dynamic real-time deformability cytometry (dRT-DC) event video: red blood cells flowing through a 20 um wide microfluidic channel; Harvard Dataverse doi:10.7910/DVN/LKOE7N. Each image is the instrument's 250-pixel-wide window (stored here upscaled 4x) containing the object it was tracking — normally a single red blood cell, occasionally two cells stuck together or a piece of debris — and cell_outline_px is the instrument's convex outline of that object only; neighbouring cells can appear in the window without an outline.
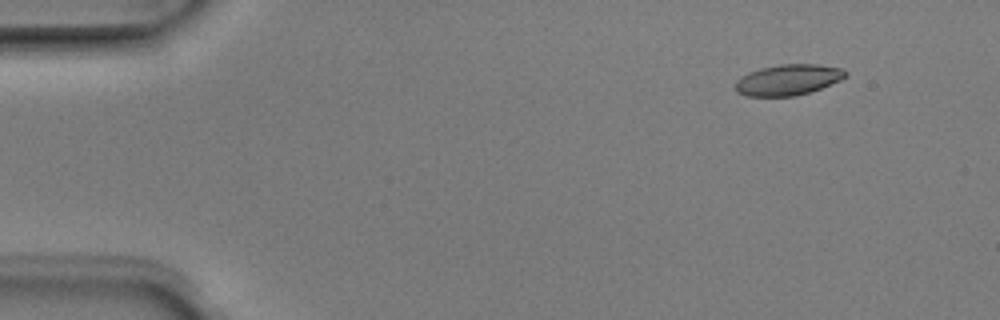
{"species": "Egyptian fruit bat (a non-hibernating species)", "species_latin": "Rousettus aegyptiacus", "temperature_condition": "room temperature", "stored_images_in_passage": 7, "camera_frame_rate_fps": 3000, "um_per_image_px": 0.085, "animal": {"sex": "male"}, "frame": {"image": 1, "passage_image": 2, "time_ms": 0.333, "image_size_px": [1000, 320], "cell_outline_px": [[848, 76], [840, 80], [820, 88], [808, 92], [792, 96], [748, 96], [736, 92], [736, 80], [740, 76], [748, 72], [760, 68], [780, 64], [816, 64], [844, 68], [848, 72]], "centroid_in_image_um": [66.99, 6.77], "position_along_channel_um": 18.0, "area_um2": 19.83}}
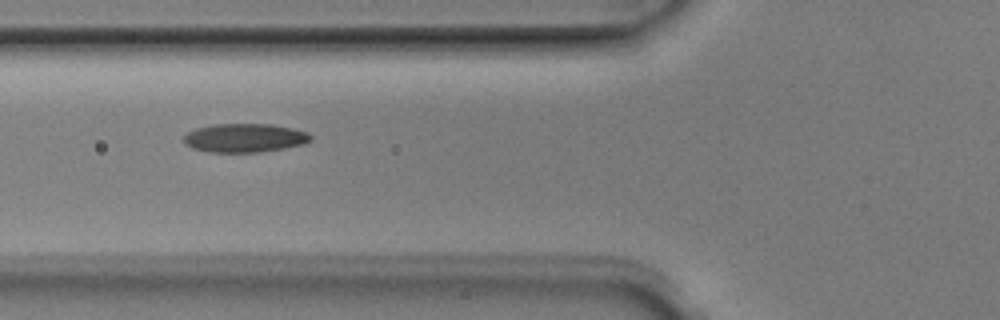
{"frame": {"image": 2, "passage_image": 6, "time_ms": 1.667, "image_size_px": [1000, 320], "cell_outline_px": [[312, 140], [304, 144], [284, 148], [260, 152], [208, 152], [192, 148], [184, 144], [184, 136], [188, 132], [196, 128], [212, 124], [272, 124], [292, 128], [308, 132], [312, 136]], "centroid_in_image_um": [20.8, 11.72], "position_along_channel_um": 105.0, "area_um2": 21.39}}
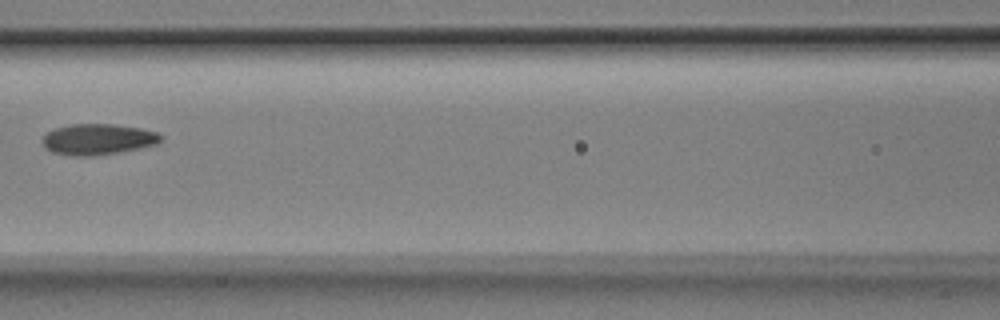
{"frame": {"image": 3, "passage_image": 7, "time_ms": 2.0, "image_size_px": [1000, 320], "cell_outline_px": [[164, 136], [160, 144], [120, 152], [96, 156], [72, 156], [52, 152], [44, 148], [40, 140], [52, 128], [72, 124], [112, 124], [140, 128], [160, 132]], "centroid_in_image_um": [8.34, 11.84], "position_along_channel_um": 158.3, "area_um2": 21.85}}